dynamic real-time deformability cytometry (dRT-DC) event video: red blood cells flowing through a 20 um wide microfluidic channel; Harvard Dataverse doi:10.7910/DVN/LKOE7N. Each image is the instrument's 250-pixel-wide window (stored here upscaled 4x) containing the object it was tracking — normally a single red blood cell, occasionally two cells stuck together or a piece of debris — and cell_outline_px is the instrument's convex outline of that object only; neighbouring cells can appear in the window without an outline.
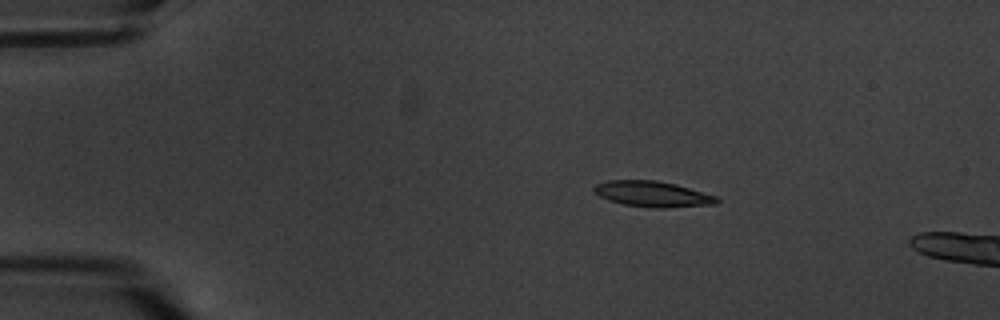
{"species": "common noctule bat (a hibernating species)", "species_latin": "Nyctalus noctula", "temperature_condition": "warm", "stored_images_in_passage": 5, "camera_frame_rate_fps": 3000, "um_per_image_px": 0.085, "animal": {"sex": "male", "body_mass_g": 20.1, "forearm_length_mm": 53.5}, "frame": {"image": 1, "passage_image": 3, "time_ms": 2.667, "image_size_px": [1000, 320], "cell_outline_px": [[720, 200], [716, 204], [664, 208], [652, 208], [624, 204], [608, 200], [592, 192], [592, 188], [596, 184], [608, 180], [656, 180], [676, 184], [716, 196]], "centroid_in_image_um": [55.44, 16.49], "position_along_channel_um": 29.6, "area_um2": 18.44}}